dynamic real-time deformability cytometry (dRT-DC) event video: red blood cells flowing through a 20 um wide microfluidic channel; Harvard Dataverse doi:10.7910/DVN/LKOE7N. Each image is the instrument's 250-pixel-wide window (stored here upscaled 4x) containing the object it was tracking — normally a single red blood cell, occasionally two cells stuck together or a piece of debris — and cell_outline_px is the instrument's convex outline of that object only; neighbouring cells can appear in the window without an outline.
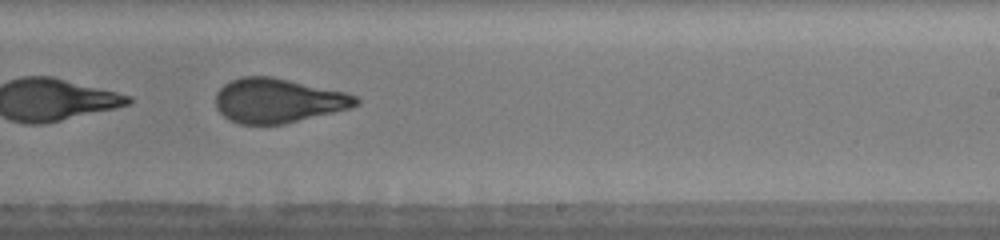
{"species": "human", "species_latin": "Homo sapiens", "temperature_condition": "warm", "stored_images_in_passage": 43, "camera_frame_rate_fps": 3000, "um_per_image_px": 0.085, "donor": {"sex": "male"}, "frame": {"image": 1, "passage_image": 29, "time_ms": 10.667, "image_size_px": [1000, 240], "cell_outline_px": [[360, 104], [348, 108], [284, 124], [240, 124], [228, 120], [216, 108], [216, 92], [224, 84], [240, 76], [272, 76], [344, 92], [356, 96], [360, 100]], "centroid_in_image_um": [23.59, 8.55], "position_along_channel_um": 265.4, "area_um2": 36.13}, "authors_computed_cell_mechanics": {"area_um2": 37.57, "velocity_mm_per_s": 4.0081, "shape_relaxation_time_tau1_ms": 10.0943, "shape_relaxation_time_tau2_ms": 0.8417, "deformation_change_tau1": 0.3012, "deformation_change_tau2": 0.0824}}